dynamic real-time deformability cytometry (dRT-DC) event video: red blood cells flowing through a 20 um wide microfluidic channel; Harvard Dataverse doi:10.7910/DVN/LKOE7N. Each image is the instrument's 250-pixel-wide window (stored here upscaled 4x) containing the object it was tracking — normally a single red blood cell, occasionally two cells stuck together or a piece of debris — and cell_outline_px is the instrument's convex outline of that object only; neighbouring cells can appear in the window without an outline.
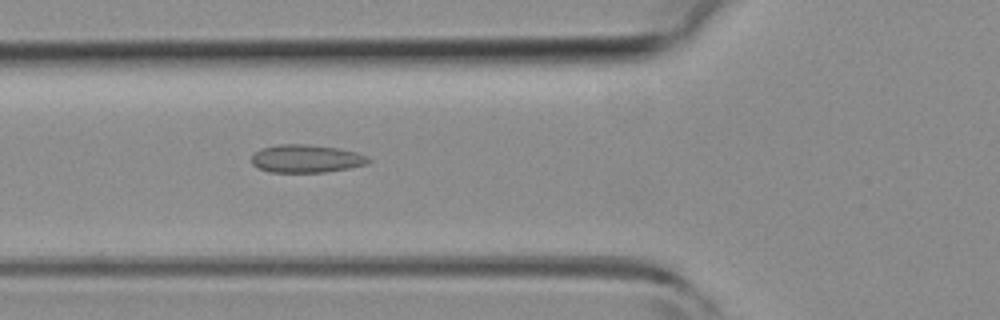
{"species": "common noctule bat (a hibernating species)", "species_latin": "Nyctalus noctula", "temperature_condition": "room temperature", "stored_images_in_passage": 29, "camera_frame_rate_fps": 3000, "um_per_image_px": 0.085, "animal": {"sex": "female", "body_mass_g": 19.3, "forearm_length_mm": 54.1}, "frame": {"image": 1, "passage_image": 17, "time_ms": 5.333, "image_size_px": [1000, 320], "cell_outline_px": [[372, 160], [368, 164], [348, 168], [324, 172], [272, 172], [260, 168], [252, 164], [252, 156], [256, 152], [264, 148], [280, 144], [304, 144], [336, 148], [356, 152], [368, 156]], "centroid_in_image_um": [26.07, 13.49], "position_along_channel_um": 99.7, "area_um2": 18.79}}
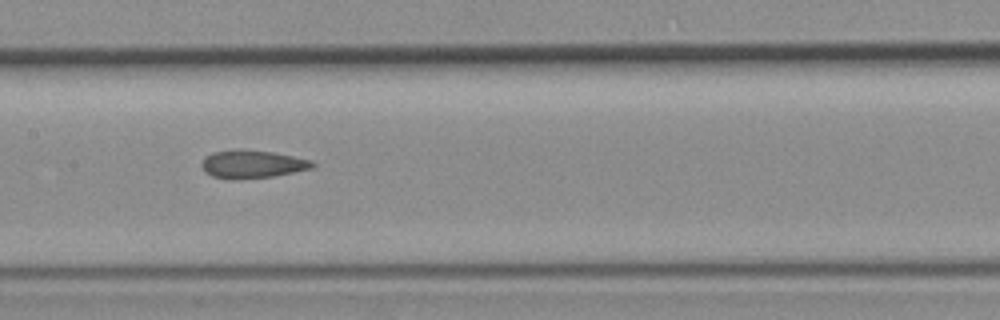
{"frame": {"image": 2, "passage_image": 23, "time_ms": 7.333, "image_size_px": [1000, 320], "cell_outline_px": [[316, 164], [312, 168], [272, 176], [212, 176], [204, 172], [204, 160], [212, 152], [236, 148], [240, 148], [272, 152], [312, 160]], "centroid_in_image_um": [21.5, 13.88], "position_along_channel_um": 185.9, "area_um2": 17.11}}
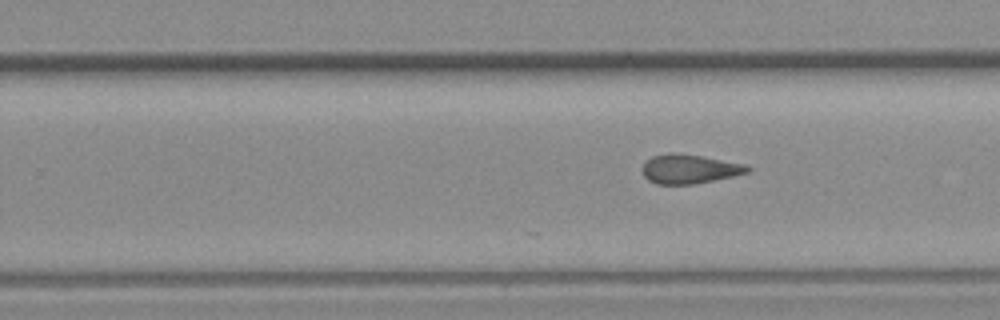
{"frame": {"image": 3, "passage_image": 29, "time_ms": 9.333, "image_size_px": [1000, 320], "cell_outline_px": [[752, 168], [748, 172], [732, 176], [692, 184], [656, 184], [648, 180], [644, 176], [640, 168], [652, 156], [668, 152], [672, 152], [700, 156], [744, 164]], "centroid_in_image_um": [58.54, 14.36], "position_along_channel_um": 271.3, "area_um2": 17.69}}